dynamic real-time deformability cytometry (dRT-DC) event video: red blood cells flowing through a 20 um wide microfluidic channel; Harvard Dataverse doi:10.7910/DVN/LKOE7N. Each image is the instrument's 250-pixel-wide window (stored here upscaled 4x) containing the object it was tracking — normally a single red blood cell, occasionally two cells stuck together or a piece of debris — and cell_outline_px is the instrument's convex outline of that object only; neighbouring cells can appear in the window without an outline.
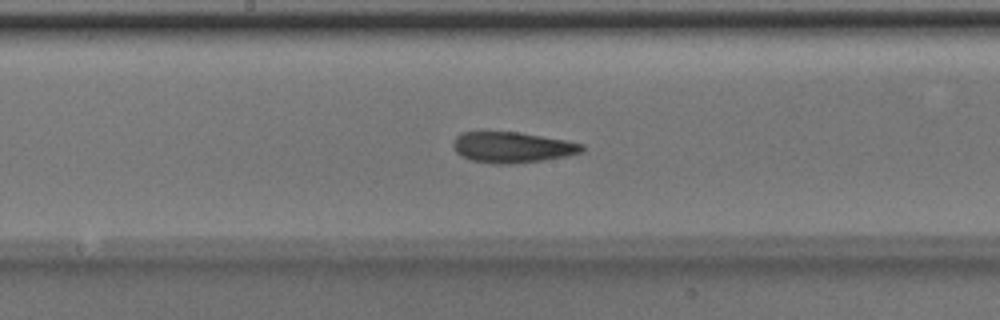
{"species": "Egyptian fruit bat (a non-hibernating species)", "species_latin": "Rousettus aegyptiacus", "temperature_condition": "room temperature", "stored_images_in_passage": 49, "camera_frame_rate_fps": 3000, "um_per_image_px": 0.085, "animal": {"sex": "male"}, "frame": {"image": 1, "passage_image": 25, "time_ms": 8.0, "image_size_px": [1000, 320], "cell_outline_px": [[584, 148], [580, 152], [568, 156], [512, 164], [492, 164], [472, 160], [460, 156], [452, 148], [452, 140], [456, 136], [464, 132], [520, 132], [564, 140], [584, 144]], "centroid_in_image_um": [43.49, 12.52], "position_along_channel_um": 204.7, "area_um2": 23.12}}
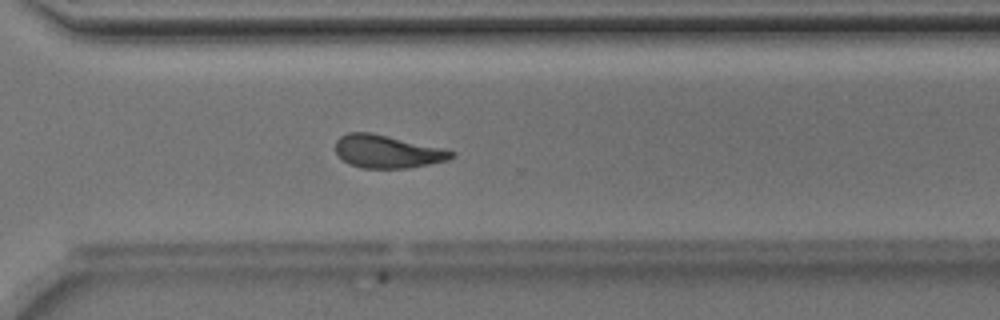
{"frame": {"image": 2, "passage_image": 35, "time_ms": 11.333, "image_size_px": [1000, 320], "cell_outline_px": [[456, 156], [448, 160], [408, 168], [360, 168], [348, 164], [336, 152], [336, 140], [340, 136], [348, 132], [372, 132], [440, 148], [456, 152]], "centroid_in_image_um": [32.9, 12.88], "position_along_channel_um": 337.7, "area_um2": 22.14}}
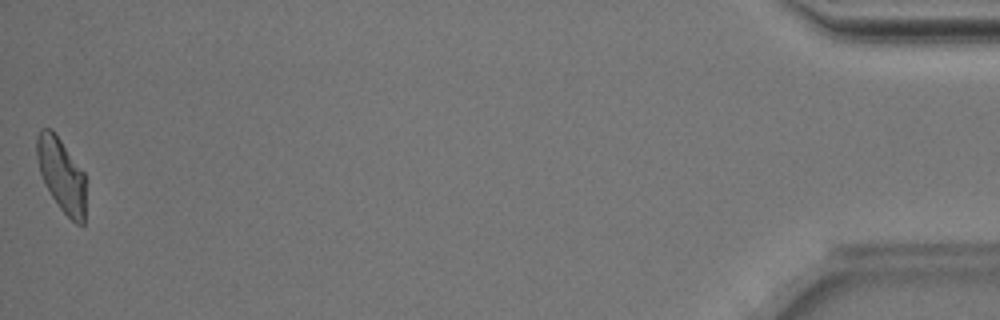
{"frame": {"image": 3, "passage_image": 49, "time_ms": 16.0, "image_size_px": [1000, 320], "cell_outline_px": [[84, 224], [76, 224], [60, 208], [44, 184], [40, 172], [36, 156], [36, 136], [40, 128], [52, 128], [84, 172]], "centroid_in_image_um": [5.19, 14.81], "position_along_channel_um": 430.0, "area_um2": 20.87}, "authors_computed_cell_mechanics": {"area_um2": 22.831, "velocity_mm_per_s": 3.999, "shape_relaxation_time_tau1_ms": 11.1076, "shape_relaxation_time_tau2_ms": 3.9375, "deformation_change_tau1": 0.2711, "deformation_change_tau2": 0.1312}}